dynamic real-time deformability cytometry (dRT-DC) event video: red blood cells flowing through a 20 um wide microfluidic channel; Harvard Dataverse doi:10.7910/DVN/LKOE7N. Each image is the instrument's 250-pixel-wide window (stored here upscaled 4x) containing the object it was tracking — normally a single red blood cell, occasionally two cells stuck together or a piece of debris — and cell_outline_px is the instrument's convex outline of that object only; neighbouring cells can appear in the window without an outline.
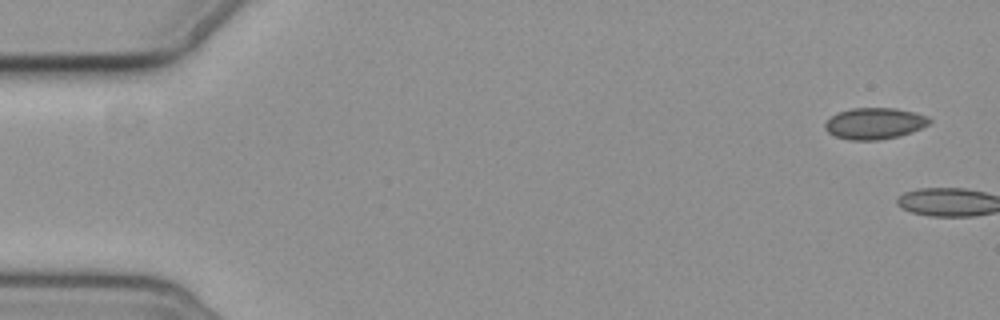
{"species": "common noctule bat (a hibernating species)", "species_latin": "Nyctalus noctula", "temperature_condition": "cold", "stored_images_in_passage": 2, "camera_frame_rate_fps": 3000, "um_per_image_px": 0.085, "animal": {"sex": "female", "body_mass_g": 19.3, "forearm_length_mm": 54.1}, "frame": {"image": 1, "passage_image": 1, "time_ms": 0.0, "image_size_px": [1000, 320], "cell_outline_px": [[932, 120], [928, 124], [912, 132], [900, 136], [880, 140], [848, 140], [836, 136], [828, 132], [824, 128], [824, 124], [836, 112], [852, 108], [896, 108], [928, 116]], "centroid_in_image_um": [74.33, 10.49], "position_along_channel_um": 10.7, "area_um2": 19.13}}